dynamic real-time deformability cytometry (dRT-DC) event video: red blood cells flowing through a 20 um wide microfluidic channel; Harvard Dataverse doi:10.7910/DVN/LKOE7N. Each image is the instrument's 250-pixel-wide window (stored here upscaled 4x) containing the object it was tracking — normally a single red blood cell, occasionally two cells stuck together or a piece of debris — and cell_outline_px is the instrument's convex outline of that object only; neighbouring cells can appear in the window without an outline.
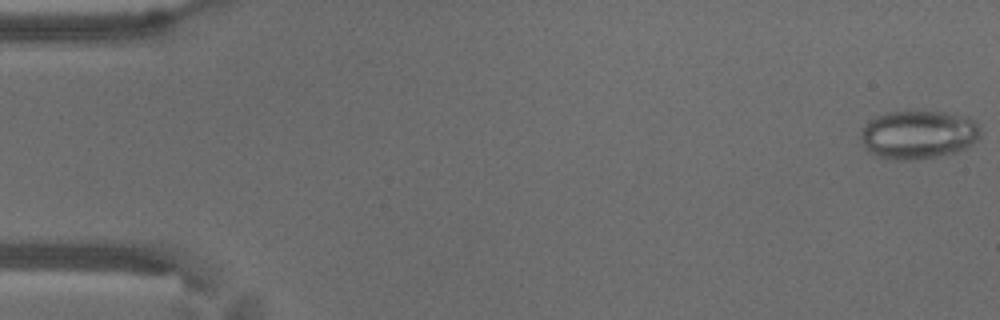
{"species": "common noctule bat (a hibernating species)", "species_latin": "Nyctalus noctula", "temperature_condition": "warm", "stored_images_in_passage": 56, "camera_frame_rate_fps": 3000, "um_per_image_px": 0.085, "animal": {"sex": "male", "body_mass_g": 18.8}, "frame": {"image": 1, "passage_image": 1, "time_ms": 0.0, "image_size_px": [1000, 320], "cell_outline_px": [[980, 136], [972, 144], [956, 152], [936, 156], [912, 160], [896, 160], [876, 156], [864, 144], [860, 136], [860, 132], [868, 120], [876, 116], [888, 112], [912, 108], [924, 108], [968, 116], [976, 120], [980, 132]], "centroid_in_image_um": [78.07, 11.37], "position_along_channel_um": 6.9, "area_um2": 34.74}}
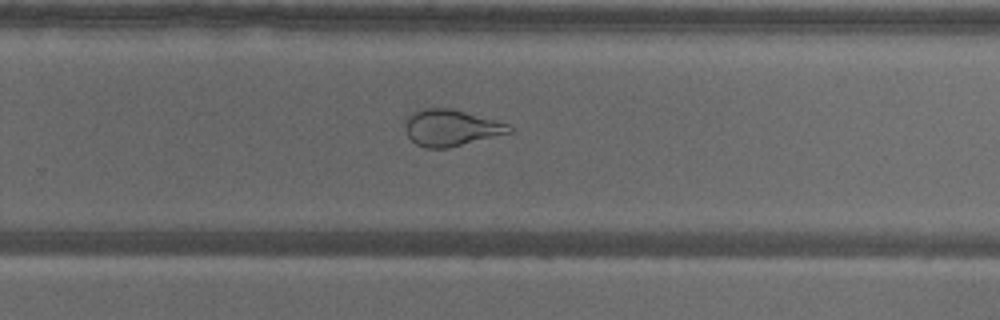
{"frame": {"image": 2, "passage_image": 37, "time_ms": 12.0, "image_size_px": [1000, 320], "cell_outline_px": [[512, 132], [448, 148], [424, 148], [416, 144], [408, 136], [404, 128], [404, 120], [416, 108], [448, 108], [496, 120], [508, 124], [512, 128]], "centroid_in_image_um": [38.27, 10.86], "position_along_channel_um": 291.5, "area_um2": 22.14}, "authors_computed_cell_mechanics": {"area_um2": 23.7269, "velocity_mm_per_s": 3.5869, "shape_relaxation_time_tau1_ms": null, "shape_relaxation_time_tau2_ms": 1.065, "deformation_change_tau1": null, "deformation_change_tau2": 0.0845}}